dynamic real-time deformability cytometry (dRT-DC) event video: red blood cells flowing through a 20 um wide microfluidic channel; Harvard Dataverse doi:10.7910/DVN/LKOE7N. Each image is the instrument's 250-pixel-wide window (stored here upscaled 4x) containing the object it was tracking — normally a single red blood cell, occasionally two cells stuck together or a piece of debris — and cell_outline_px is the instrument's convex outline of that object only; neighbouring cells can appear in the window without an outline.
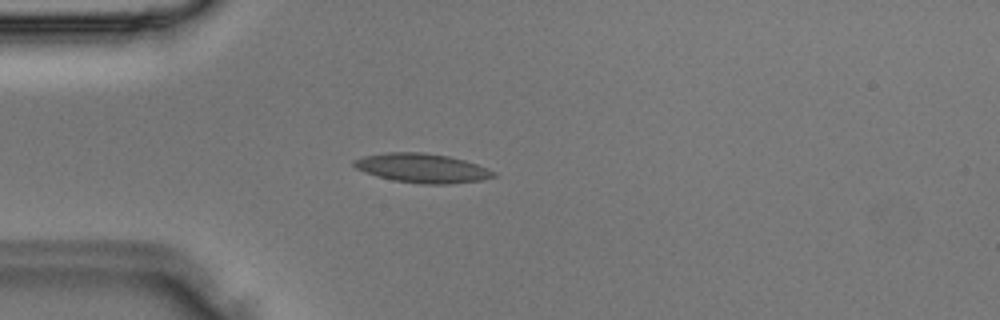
{"species": "Egyptian fruit bat (a non-hibernating species)", "species_latin": "Rousettus aegyptiacus", "temperature_condition": "room temperature", "stored_images_in_passage": 2, "camera_frame_rate_fps": 3000, "um_per_image_px": 0.085, "animal": {"sex": "male"}, "frame": {"image": 1, "passage_image": 2, "time_ms": 0.333, "image_size_px": [1000, 320], "cell_outline_px": [[496, 176], [480, 180], [448, 184], [424, 184], [392, 180], [376, 176], [364, 172], [356, 168], [352, 164], [352, 160], [364, 156], [388, 152], [424, 152], [448, 156], [464, 160], [488, 168], [496, 172]], "centroid_in_image_um": [35.86, 14.29], "position_along_channel_um": 49.1, "area_um2": 23.76}}